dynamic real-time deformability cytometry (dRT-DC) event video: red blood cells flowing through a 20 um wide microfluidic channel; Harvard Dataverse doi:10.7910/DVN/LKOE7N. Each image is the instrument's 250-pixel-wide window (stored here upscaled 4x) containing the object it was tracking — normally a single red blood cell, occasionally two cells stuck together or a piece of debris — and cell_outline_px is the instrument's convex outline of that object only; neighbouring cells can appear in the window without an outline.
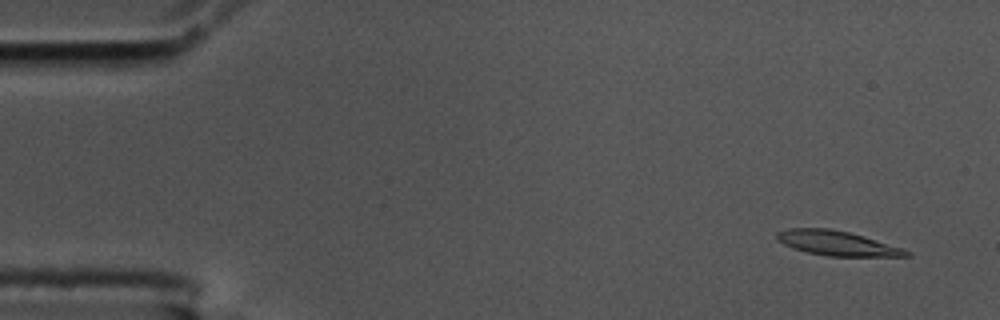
{"species": "common noctule bat (a hibernating species)", "species_latin": "Nyctalus noctula", "temperature_condition": "cold", "stored_images_in_passage": 53, "camera_frame_rate_fps": 3000, "um_per_image_px": 0.085, "animal": {"sex": "male", "body_mass_g": 17.5, "forearm_length_mm": 52.3}, "frame": {"image": 1, "passage_image": 1, "time_ms": 0.0, "image_size_px": [1000, 320], "cell_outline_px": [[912, 256], [828, 256], [808, 252], [792, 248], [776, 240], [776, 232], [792, 228], [828, 228], [848, 232], [864, 236], [912, 252]], "centroid_in_image_um": [71.11, 20.67], "position_along_channel_um": 13.9, "area_um2": 18.38}}
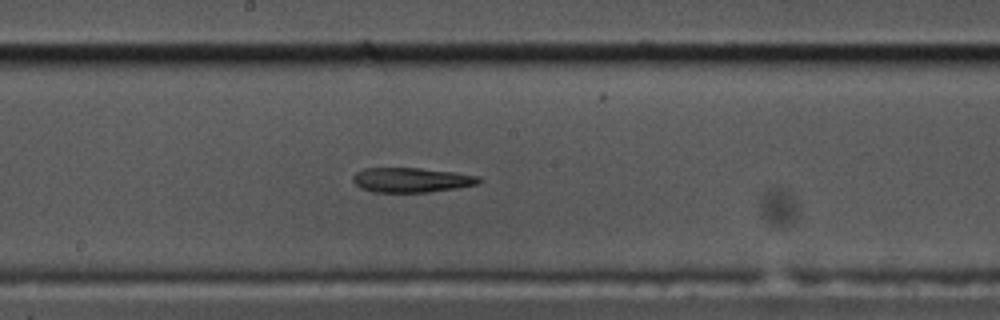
{"frame": {"image": 2, "passage_image": 27, "time_ms": 8.667, "image_size_px": [1000, 320], "cell_outline_px": [[484, 180], [480, 184], [456, 188], [428, 192], [372, 192], [360, 188], [352, 180], [352, 176], [356, 172], [364, 168], [420, 168], [452, 172], [480, 176]], "centroid_in_image_um": [34.99, 15.3], "position_along_channel_um": 213.2, "area_um2": 18.26}}
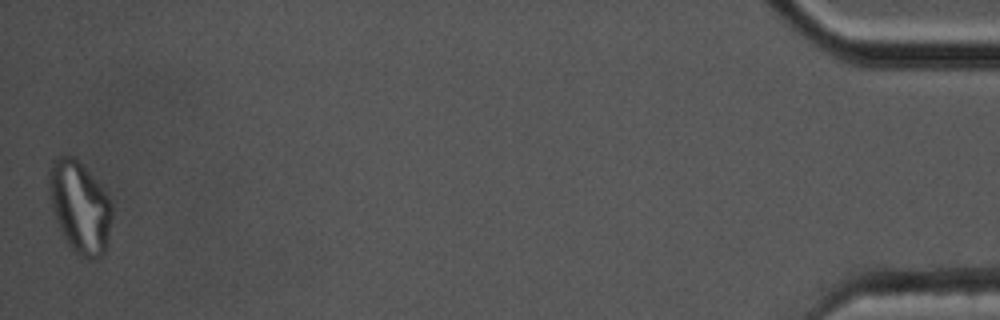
{"frame": {"image": 3, "passage_image": 53, "time_ms": 17.333, "image_size_px": [1000, 320], "cell_outline_px": [[112, 216], [108, 244], [104, 252], [96, 260], [88, 260], [80, 256], [68, 244], [56, 220], [52, 208], [48, 188], [48, 172], [52, 160], [60, 156], [72, 156], [92, 176], [108, 196], [112, 204]], "centroid_in_image_um": [6.78, 17.63], "position_along_channel_um": 428.4, "area_um2": 33.52}, "authors_computed_cell_mechanics": {"area_um2": 19.5364, "velocity_mm_per_s": 3.5717, "shape_relaxation_time_tau1_ms": null, "shape_relaxation_time_tau2_ms": 9.8596, "deformation_change_tau1": null, "deformation_change_tau2": 0.2279}}